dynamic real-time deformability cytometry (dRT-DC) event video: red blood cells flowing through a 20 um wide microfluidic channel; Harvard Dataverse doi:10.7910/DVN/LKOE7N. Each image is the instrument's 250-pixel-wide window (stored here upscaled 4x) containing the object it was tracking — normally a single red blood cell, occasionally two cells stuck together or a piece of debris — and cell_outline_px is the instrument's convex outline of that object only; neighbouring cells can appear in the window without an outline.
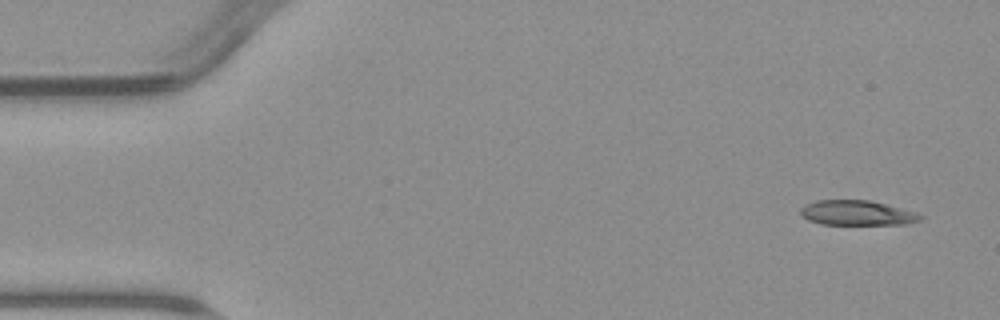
{"species": "common noctule bat (a hibernating species)", "species_latin": "Nyctalus noctula", "temperature_condition": "warm", "stored_images_in_passage": 4, "camera_frame_rate_fps": 3000, "um_per_image_px": 0.085, "animal": {"sex": "male", "body_mass_g": 23.1, "forearm_length_mm": 52.7}, "frame": {"image": 1, "passage_image": 1, "time_ms": 0.0, "image_size_px": [1000, 320], "cell_outline_px": [[924, 216], [920, 220], [904, 224], [820, 224], [808, 220], [800, 212], [800, 208], [804, 204], [816, 200], [872, 200], [916, 212]], "centroid_in_image_um": [72.83, 18.08], "position_along_channel_um": 12.2, "area_um2": 17.4}}
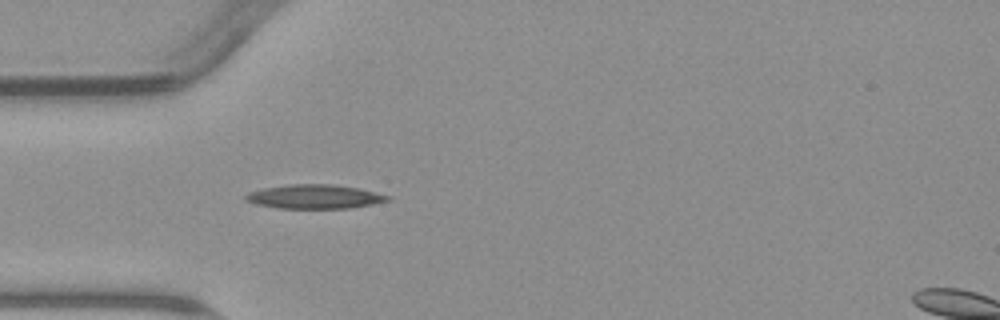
{"frame": {"image": 2, "passage_image": 4, "time_ms": 4.333, "image_size_px": [1000, 320], "cell_outline_px": [[392, 200], [352, 208], [280, 208], [256, 204], [248, 200], [244, 196], [248, 192], [264, 188], [288, 184], [332, 184], [356, 188], [392, 196]], "centroid_in_image_um": [26.77, 16.71], "position_along_channel_um": 58.2, "area_um2": 19.77}}